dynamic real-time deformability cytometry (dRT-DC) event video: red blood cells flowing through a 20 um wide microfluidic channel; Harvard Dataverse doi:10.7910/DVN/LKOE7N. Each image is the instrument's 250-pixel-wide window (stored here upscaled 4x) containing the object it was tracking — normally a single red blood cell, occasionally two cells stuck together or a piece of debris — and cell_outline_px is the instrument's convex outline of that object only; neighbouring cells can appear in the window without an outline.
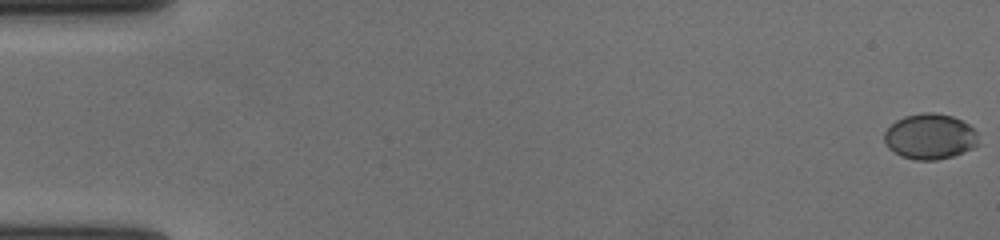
{"species": "human", "species_latin": "Homo sapiens", "temperature_condition": "cold", "stored_images_in_passage": 59, "camera_frame_rate_fps": 3000, "um_per_image_px": 0.085, "donor": {"sex": "female"}, "frame": {"image": 1, "passage_image": 1, "time_ms": 0.0, "image_size_px": [1000, 240], "cell_outline_px": [[980, 144], [972, 148], [952, 156], [936, 160], [916, 160], [900, 156], [888, 148], [884, 140], [884, 132], [896, 120], [904, 116], [920, 112], [936, 112], [952, 116], [968, 124], [976, 132]], "centroid_in_image_um": [79.03, 11.6], "position_along_channel_um": 6.0, "area_um2": 25.09}}
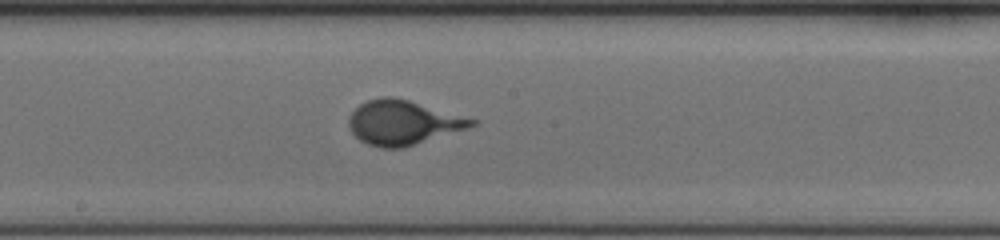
{"frame": {"image": 2, "passage_image": 33, "time_ms": 10.667, "image_size_px": [1000, 240], "cell_outline_px": [[480, 124], [468, 128], [404, 148], [380, 148], [368, 144], [360, 140], [348, 128], [348, 116], [360, 104], [368, 100], [380, 96], [392, 96], [408, 100], [480, 120]], "centroid_in_image_um": [34.27, 10.42], "position_along_channel_um": 213.9, "area_um2": 32.08}}
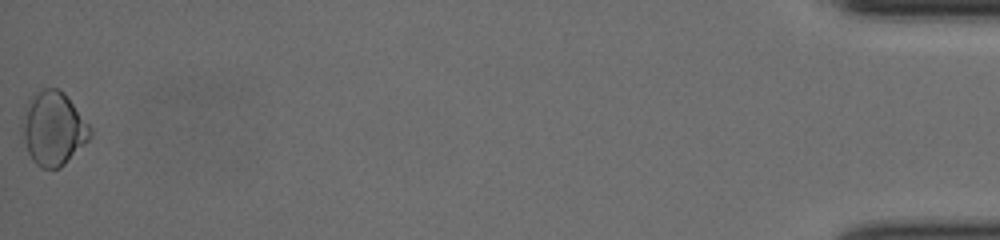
{"frame": {"image": 3, "passage_image": 59, "time_ms": 19.333, "image_size_px": [1000, 240], "cell_outline_px": [[92, 136], [60, 168], [40, 168], [32, 160], [28, 152], [20, 128], [20, 124], [24, 108], [28, 100], [32, 96], [44, 88], [56, 88], [64, 92], [92, 128]], "centroid_in_image_um": [4.51, 10.91], "position_along_channel_um": 430.7, "area_um2": 29.25}}